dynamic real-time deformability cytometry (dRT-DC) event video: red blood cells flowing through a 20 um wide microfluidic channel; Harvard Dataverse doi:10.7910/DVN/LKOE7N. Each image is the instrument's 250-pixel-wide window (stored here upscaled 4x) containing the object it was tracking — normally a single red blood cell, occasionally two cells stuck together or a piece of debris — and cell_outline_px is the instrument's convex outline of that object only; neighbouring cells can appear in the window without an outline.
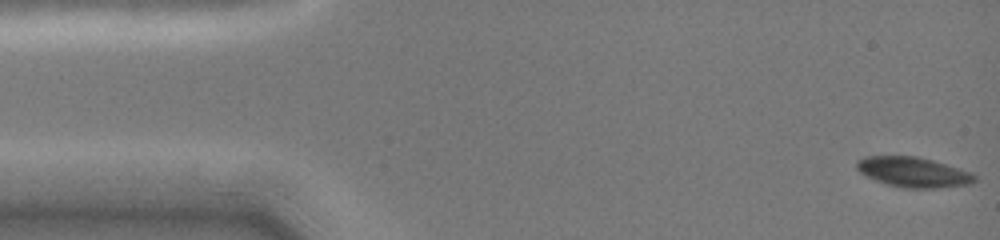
{"species": "common noctule bat (a hibernating species)", "species_latin": "Nyctalus noctula", "temperature_condition": "cold", "stored_images_in_passage": 7, "camera_frame_rate_fps": 3000, "um_per_image_px": 0.085, "animal": {"sex": "female", "body_mass_g": 19.0, "forearm_length_mm": 51.5}, "frame": {"image": 1, "passage_image": 1, "time_ms": 0.0, "image_size_px": [1000, 240], "cell_outline_px": [[976, 180], [972, 184], [936, 188], [904, 188], [888, 184], [876, 180], [860, 172], [856, 168], [856, 160], [864, 156], [916, 156], [932, 160], [960, 168], [972, 172], [976, 176]], "centroid_in_image_um": [77.65, 14.63], "position_along_channel_um": 7.3, "area_um2": 20.69}}
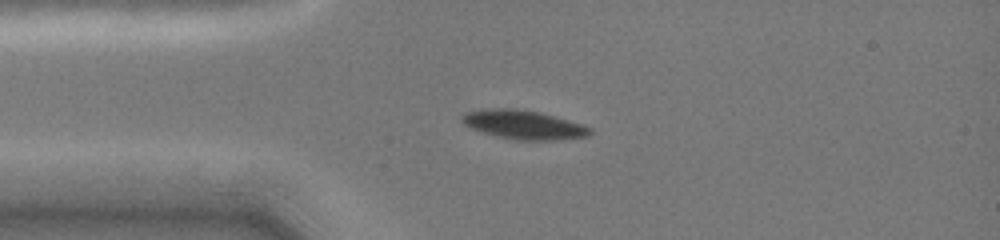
{"frame": {"image": 2, "passage_image": 6, "time_ms": 3.333, "image_size_px": [1000, 240], "cell_outline_px": [[592, 132], [588, 136], [556, 140], [520, 140], [496, 136], [472, 128], [464, 124], [460, 120], [460, 116], [468, 112], [488, 108], [516, 108], [540, 112], [584, 124], [592, 128]], "centroid_in_image_um": [44.54, 10.59], "position_along_channel_um": 40.5, "area_um2": 21.62}}